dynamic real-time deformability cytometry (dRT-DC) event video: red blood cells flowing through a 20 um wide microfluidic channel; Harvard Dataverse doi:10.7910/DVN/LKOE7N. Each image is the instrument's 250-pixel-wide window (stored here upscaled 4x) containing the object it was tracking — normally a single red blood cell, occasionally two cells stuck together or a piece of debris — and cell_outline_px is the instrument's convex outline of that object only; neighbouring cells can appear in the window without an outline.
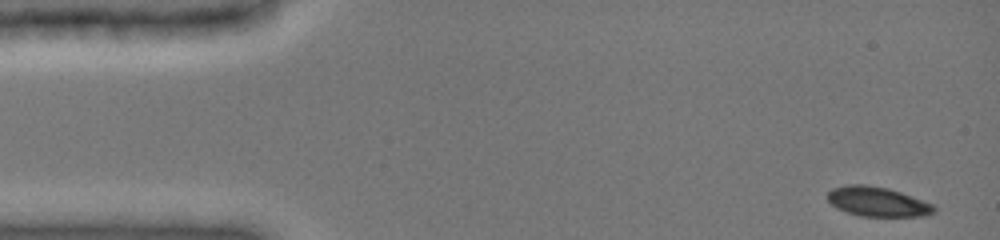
{"species": "common noctule bat (a hibernating species)", "species_latin": "Nyctalus noctula", "temperature_condition": "cold", "stored_images_in_passage": 53, "camera_frame_rate_fps": 3000, "um_per_image_px": 0.085, "animal": {"sex": "female", "body_mass_g": 19.0, "forearm_length_mm": 51.5}, "frame": {"image": 1, "passage_image": 1, "time_ms": 0.0, "image_size_px": [1000, 240], "cell_outline_px": [[936, 212], [924, 216], [860, 216], [836, 208], [828, 200], [828, 192], [832, 188], [848, 184], [864, 184], [888, 188], [900, 192], [932, 204], [936, 208]], "centroid_in_image_um": [74.58, 17.14], "position_along_channel_um": 10.4, "area_um2": 18.26}}
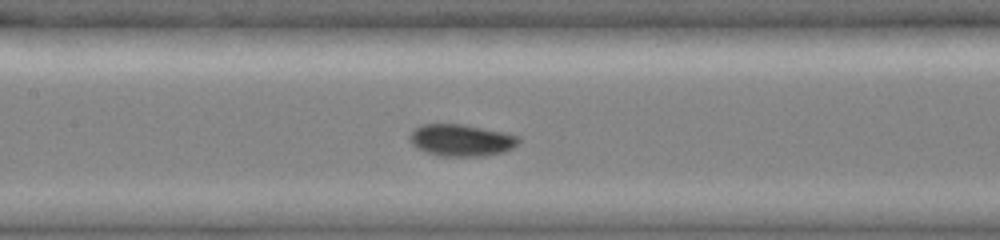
{"frame": {"image": 2, "passage_image": 33, "time_ms": 6.667, "image_size_px": [1000, 240], "cell_outline_px": [[520, 140], [512, 148], [504, 152], [484, 156], [440, 156], [416, 148], [412, 144], [408, 136], [420, 124], [460, 124], [504, 132], [516, 136]], "centroid_in_image_um": [39.18, 11.92], "position_along_channel_um": 168.2, "area_um2": 20.06}}
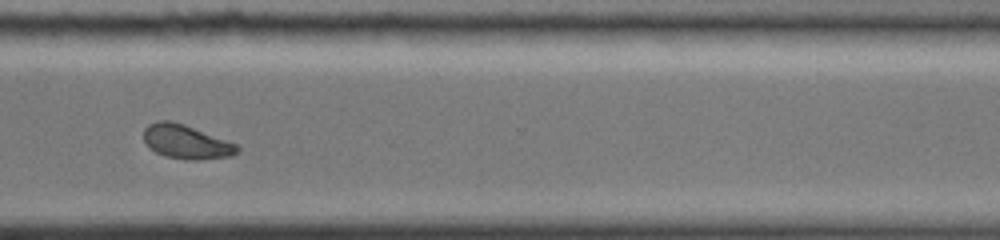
{"frame": {"image": 3, "passage_image": 52, "time_ms": 11.333, "image_size_px": [1000, 240], "cell_outline_px": [[240, 152], [232, 156], [196, 160], [188, 160], [164, 156], [156, 152], [144, 140], [144, 128], [148, 124], [160, 120], [172, 120], [184, 124], [240, 144]], "centroid_in_image_um": [15.9, 12.05], "position_along_channel_um": 354.7, "area_um2": 18.79}}